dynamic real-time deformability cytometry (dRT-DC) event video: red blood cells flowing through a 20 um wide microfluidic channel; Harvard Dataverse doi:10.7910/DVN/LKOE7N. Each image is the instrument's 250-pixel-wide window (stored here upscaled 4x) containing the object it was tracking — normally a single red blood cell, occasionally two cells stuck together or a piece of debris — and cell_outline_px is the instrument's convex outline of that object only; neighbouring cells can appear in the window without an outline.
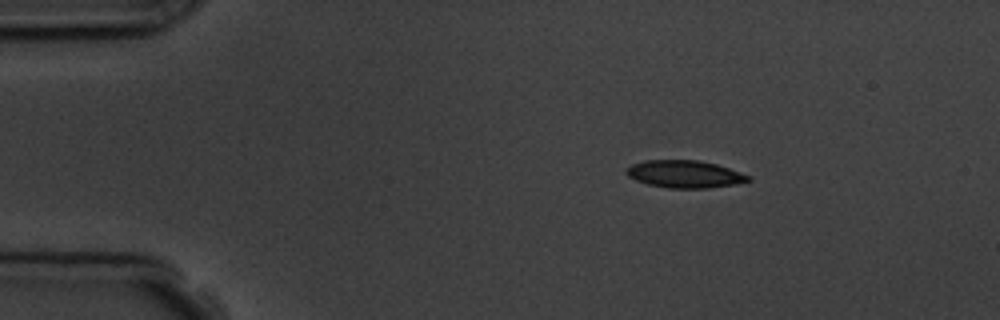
{"species": "common noctule bat (a hibernating species)", "species_latin": "Nyctalus noctula", "temperature_condition": "room temperature", "stored_images_in_passage": 3, "camera_frame_rate_fps": 3000, "um_per_image_px": 0.085, "animal": {"sex": "male", "body_mass_g": 19.5, "forearm_length_mm": 54.6}, "frame": {"image": 1, "passage_image": 2, "time_ms": 1.0, "image_size_px": [1000, 320], "cell_outline_px": [[752, 180], [736, 184], [708, 188], [668, 188], [648, 184], [636, 180], [628, 176], [624, 172], [632, 164], [644, 160], [700, 160], [716, 164], [752, 176]], "centroid_in_image_um": [58.22, 14.8], "position_along_channel_um": 26.8, "area_um2": 19.54}}